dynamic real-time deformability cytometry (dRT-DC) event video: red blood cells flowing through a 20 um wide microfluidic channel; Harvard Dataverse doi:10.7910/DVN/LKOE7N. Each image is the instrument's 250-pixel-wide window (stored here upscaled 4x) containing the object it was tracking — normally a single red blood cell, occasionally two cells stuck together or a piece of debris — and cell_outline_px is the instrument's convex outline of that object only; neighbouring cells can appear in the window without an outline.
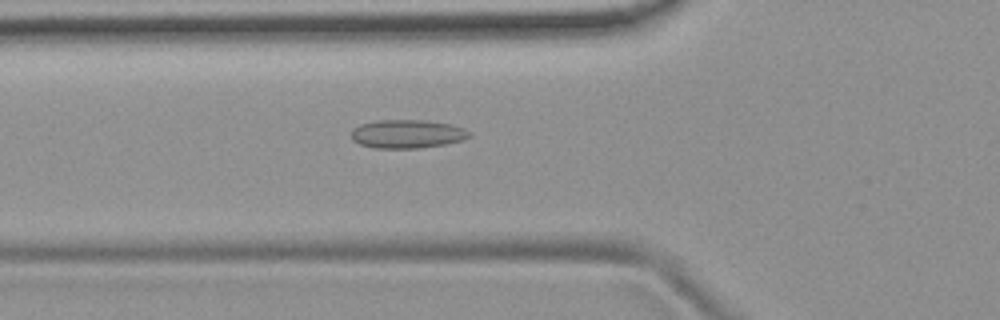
{"species": "common noctule bat (a hibernating species)", "species_latin": "Nyctalus noctula", "temperature_condition": "room temperature", "stored_images_in_passage": 53, "camera_frame_rate_fps": 3000, "um_per_image_px": 0.085, "animal": {"sex": "female", "body_mass_g": 19.9}, "frame": {"image": 1, "passage_image": 19, "time_ms": 6.0, "image_size_px": [1000, 320], "cell_outline_px": [[472, 136], [464, 140], [444, 144], [416, 148], [372, 148], [360, 144], [352, 140], [352, 128], [360, 124], [376, 120], [424, 120], [452, 124], [464, 128], [472, 132]], "centroid_in_image_um": [34.63, 11.38], "position_along_channel_um": 91.2, "area_um2": 19.83}}
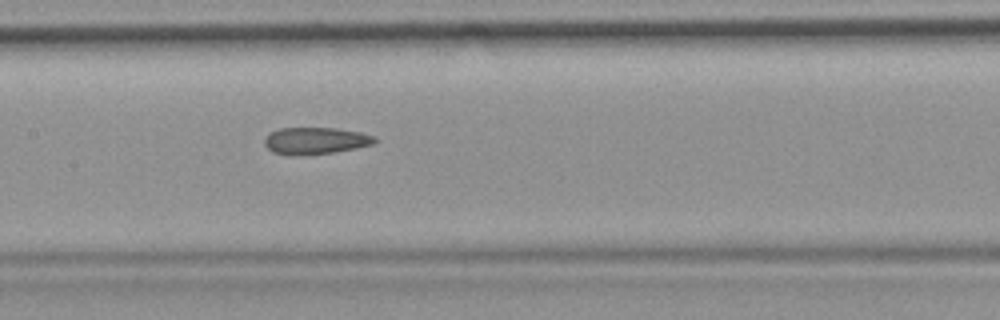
{"frame": {"image": 2, "passage_image": 26, "time_ms": 8.333, "image_size_px": [1000, 320], "cell_outline_px": [[376, 140], [372, 144], [356, 148], [336, 152], [296, 156], [272, 152], [264, 144], [264, 140], [268, 132], [280, 128], [336, 128], [360, 132], [376, 136]], "centroid_in_image_um": [26.79, 11.96], "position_along_channel_um": 180.6, "area_um2": 17.4}}
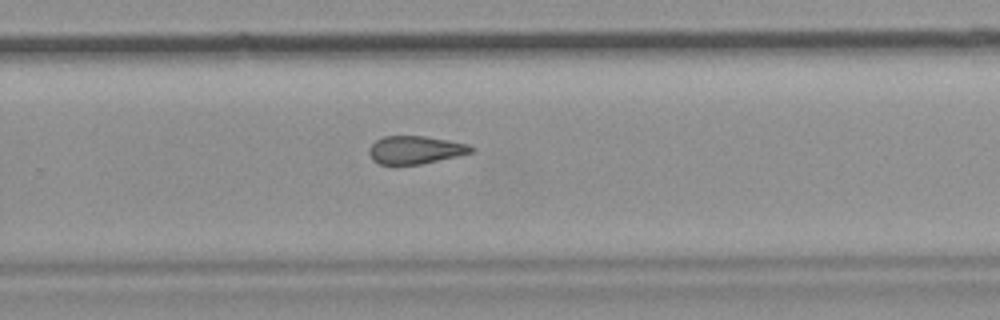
{"frame": {"image": 3, "passage_image": 35, "time_ms": 11.333, "image_size_px": [1000, 320], "cell_outline_px": [[476, 148], [472, 152], [456, 156], [420, 164], [380, 164], [372, 160], [368, 152], [368, 148], [376, 140], [384, 136], [424, 136], [448, 140], [468, 144]], "centroid_in_image_um": [35.28, 12.73], "position_along_channel_um": 294.5, "area_um2": 16.53}, "authors_computed_cell_mechanics": {"area_um2": 17.9758, "velocity_mm_per_s": 3.8195, "shape_relaxation_time_tau1_ms": null, "shape_relaxation_time_tau2_ms": 5.358, "deformation_change_tau1": null, "deformation_change_tau2": 0.1518}}